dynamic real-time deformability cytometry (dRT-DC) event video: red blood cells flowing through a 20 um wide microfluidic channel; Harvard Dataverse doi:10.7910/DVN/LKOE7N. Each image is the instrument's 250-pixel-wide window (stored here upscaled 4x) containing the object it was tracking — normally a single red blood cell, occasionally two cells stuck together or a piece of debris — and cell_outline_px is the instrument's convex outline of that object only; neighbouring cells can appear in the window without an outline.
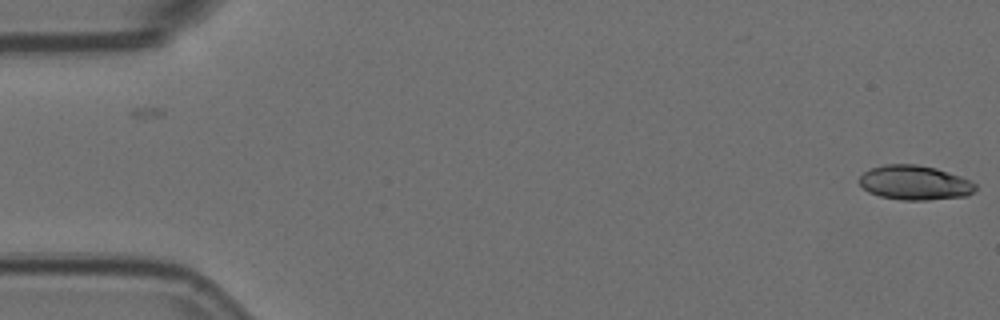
{"species": "Egyptian fruit bat (a non-hibernating species)", "species_latin": "Rousettus aegyptiacus", "temperature_condition": "room temperature", "stored_images_in_passage": 2, "camera_frame_rate_fps": 3000, "um_per_image_px": 0.085, "animal": {"sex": "female"}, "frame": {"image": 1, "passage_image": 2, "time_ms": 0.333, "image_size_px": [1000, 320], "cell_outline_px": [[976, 188], [968, 196], [928, 200], [900, 200], [880, 196], [868, 192], [860, 184], [860, 176], [864, 172], [872, 168], [884, 164], [916, 164], [936, 168], [960, 176], [976, 184]], "centroid_in_image_um": [77.75, 15.53], "position_along_channel_um": 7.3, "area_um2": 23.29}}